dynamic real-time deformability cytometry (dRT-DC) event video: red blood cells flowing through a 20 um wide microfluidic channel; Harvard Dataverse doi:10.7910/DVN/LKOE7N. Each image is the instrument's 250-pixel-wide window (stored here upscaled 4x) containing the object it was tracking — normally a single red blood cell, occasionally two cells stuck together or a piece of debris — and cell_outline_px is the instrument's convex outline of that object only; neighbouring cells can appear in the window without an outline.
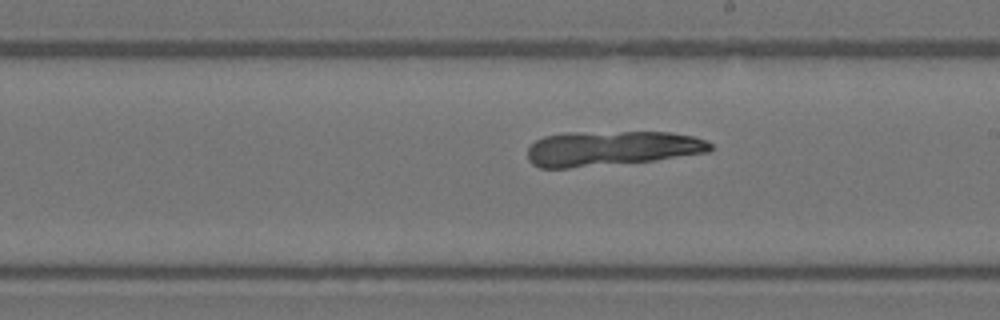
{"species": "Egyptian fruit bat (a non-hibernating species)", "species_latin": "Rousettus aegyptiacus", "temperature_condition": "warm", "stored_images_in_passage": 36, "camera_frame_rate_fps": 3000, "um_per_image_px": 0.085, "animal": {"sex": "female"}, "frame": {"image": 1, "passage_image": 18, "time_ms": 5.667, "image_size_px": [1000, 320], "cell_outline_px": [[712, 148], [708, 152], [652, 160], [568, 168], [540, 168], [532, 164], [528, 160], [528, 148], [536, 140], [544, 136], [564, 132], [668, 132], [692, 136], [704, 140], [712, 144]], "centroid_in_image_um": [51.91, 12.6], "position_along_channel_um": 237.1, "area_um2": 36.99}}
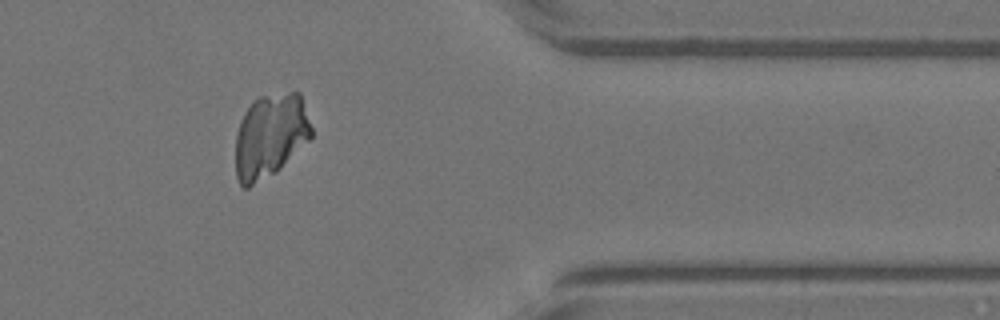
{"frame": {"image": 2, "passage_image": 30, "time_ms": 9.667, "image_size_px": [1000, 320], "cell_outline_px": [[312, 136], [276, 172], [248, 188], [244, 188], [240, 184], [236, 176], [236, 132], [244, 112], [260, 96], [288, 92], [300, 92], [312, 128]], "centroid_in_image_um": [22.96, 11.55], "position_along_channel_um": 388.4, "area_um2": 36.88}}